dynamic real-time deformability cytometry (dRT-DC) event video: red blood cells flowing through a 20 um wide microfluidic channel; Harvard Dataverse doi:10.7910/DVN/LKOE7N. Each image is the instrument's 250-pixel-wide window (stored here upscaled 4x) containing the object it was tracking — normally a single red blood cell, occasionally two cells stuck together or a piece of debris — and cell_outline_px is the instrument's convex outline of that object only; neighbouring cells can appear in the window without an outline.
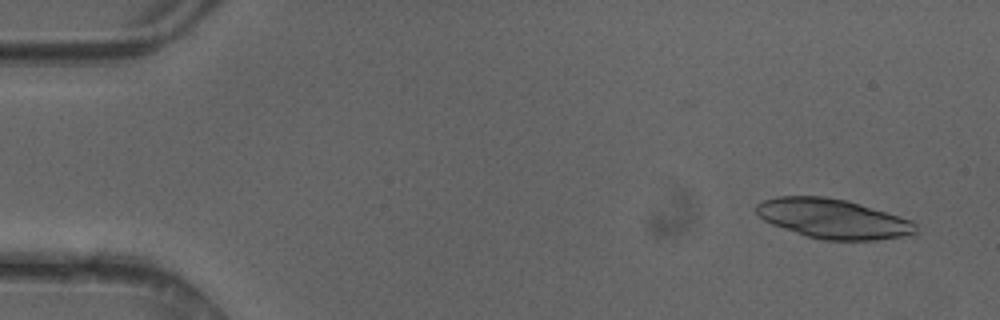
{"species": "common noctule bat (a hibernating species)", "species_latin": "Nyctalus noctula", "temperature_condition": "cold", "stored_images_in_passage": 46, "camera_frame_rate_fps": 3000, "um_per_image_px": 0.085, "animal": {"sex": "female"}, "frame": {"image": 1, "passage_image": 1, "time_ms": 0.0, "image_size_px": [1000, 320], "cell_outline_px": [[916, 236], [876, 240], [824, 240], [808, 236], [772, 224], [764, 220], [756, 212], [756, 204], [764, 200], [776, 196], [824, 196], [848, 200], [912, 220], [916, 224]], "centroid_in_image_um": [70.87, 18.59], "position_along_channel_um": 14.1, "area_um2": 36.93}}